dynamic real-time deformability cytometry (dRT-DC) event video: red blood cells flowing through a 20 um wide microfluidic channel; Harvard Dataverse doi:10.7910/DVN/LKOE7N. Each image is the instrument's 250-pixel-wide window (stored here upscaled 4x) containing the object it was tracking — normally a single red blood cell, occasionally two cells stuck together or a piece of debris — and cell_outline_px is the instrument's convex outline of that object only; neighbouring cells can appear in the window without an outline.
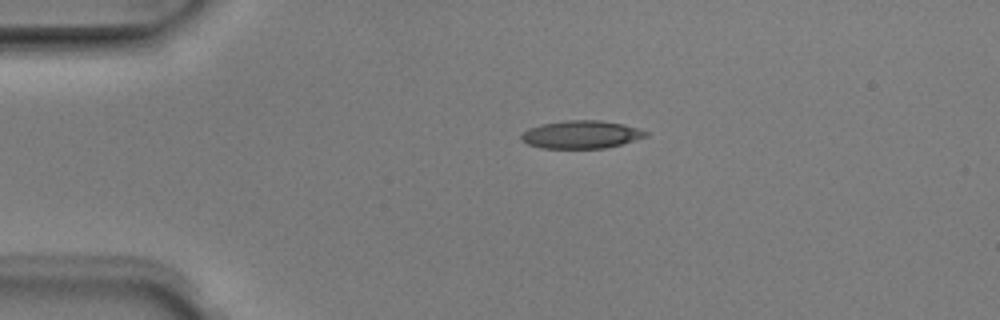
{"species": "Egyptian fruit bat (a non-hibernating species)", "species_latin": "Rousettus aegyptiacus", "temperature_condition": "room temperature", "stored_images_in_passage": 6, "camera_frame_rate_fps": 3000, "um_per_image_px": 0.085, "animal": {"sex": "male"}, "frame": {"image": 1, "passage_image": 4, "time_ms": 1.0, "image_size_px": [1000, 320], "cell_outline_px": [[648, 136], [620, 144], [604, 148], [540, 148], [528, 144], [520, 140], [520, 136], [528, 128], [540, 124], [564, 120], [600, 120], [624, 124], [648, 132]], "centroid_in_image_um": [49.36, 11.43], "position_along_channel_um": 35.6, "area_um2": 20.23}}
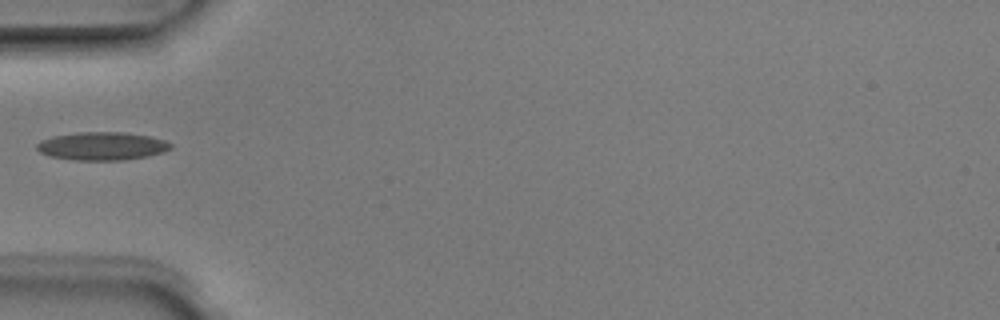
{"frame": {"image": 2, "passage_image": 6, "time_ms": 1.667, "image_size_px": [1000, 320], "cell_outline_px": [[172, 148], [164, 152], [148, 156], [124, 160], [72, 160], [48, 156], [40, 152], [36, 148], [36, 144], [40, 140], [52, 136], [76, 132], [124, 132], [148, 136], [164, 140], [172, 144]], "centroid_in_image_um": [8.64, 12.42], "position_along_channel_um": 76.4, "area_um2": 22.14}}